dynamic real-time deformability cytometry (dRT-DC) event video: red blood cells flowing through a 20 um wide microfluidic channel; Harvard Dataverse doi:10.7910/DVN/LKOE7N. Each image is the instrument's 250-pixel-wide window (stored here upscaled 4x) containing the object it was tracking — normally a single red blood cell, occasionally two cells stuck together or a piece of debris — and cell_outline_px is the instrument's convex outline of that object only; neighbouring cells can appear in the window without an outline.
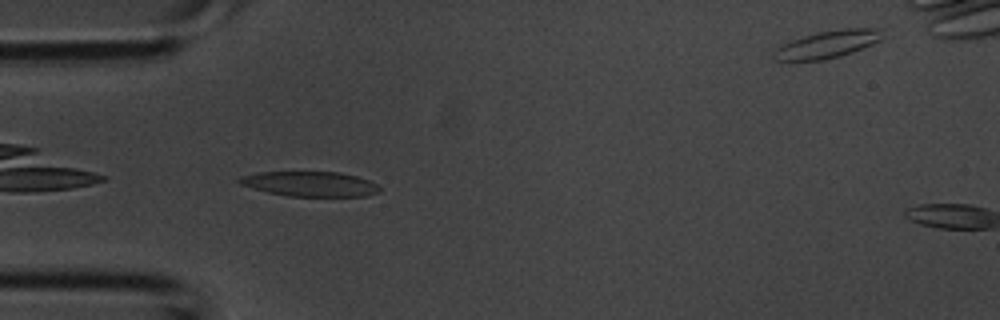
{"species": "common noctule bat (a hibernating species)", "species_latin": "Nyctalus noctula", "temperature_condition": "room temperature", "stored_images_in_passage": 38, "camera_frame_rate_fps": 3000, "um_per_image_px": 0.085, "animal": {"sex": "male", "body_mass_g": 20.1, "forearm_length_mm": 53.5}, "frame": {"image": 1, "passage_image": 10, "time_ms": 3.0, "image_size_px": [1000, 320], "cell_outline_px": [[380, 192], [364, 196], [288, 196], [268, 192], [252, 188], [240, 184], [236, 180], [240, 176], [260, 172], [340, 172], [356, 176], [368, 180], [376, 184], [380, 188]], "centroid_in_image_um": [26.33, 15.63], "position_along_channel_um": 58.7, "area_um2": 20.29}}
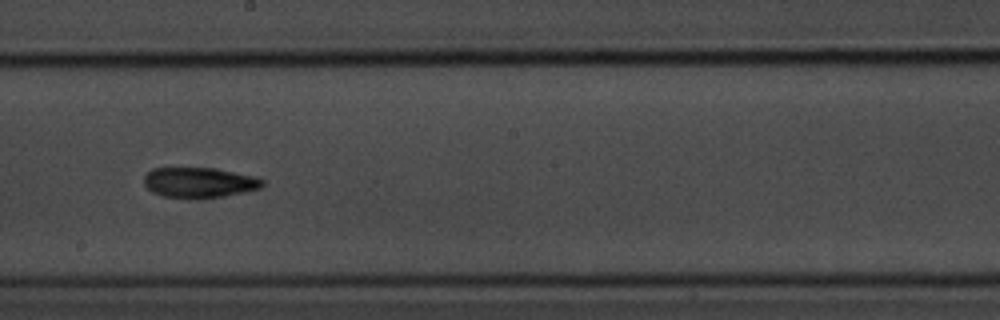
{"frame": {"image": 2, "passage_image": 20, "time_ms": 6.333, "image_size_px": [1000, 320], "cell_outline_px": [[264, 184], [260, 188], [244, 192], [224, 196], [160, 196], [152, 192], [144, 184], [144, 176], [152, 168], [212, 168], [256, 176], [264, 180]], "centroid_in_image_um": [16.94, 15.48], "position_along_channel_um": 231.3, "area_um2": 20.35}}
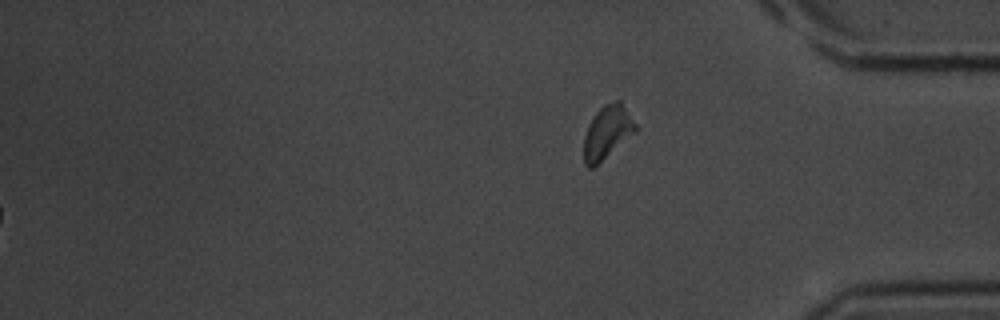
{"frame": {"image": 3, "passage_image": 38, "time_ms": 12.333, "image_size_px": [1000, 320], "cell_outline_px": [[636, 132], [592, 168], [588, 168], [584, 164], [584, 136], [588, 124], [592, 116], [604, 104], [616, 100], [620, 100], [636, 124]], "centroid_in_image_um": [51.59, 11.22], "position_along_channel_um": 383.6, "area_um2": 15.9}}